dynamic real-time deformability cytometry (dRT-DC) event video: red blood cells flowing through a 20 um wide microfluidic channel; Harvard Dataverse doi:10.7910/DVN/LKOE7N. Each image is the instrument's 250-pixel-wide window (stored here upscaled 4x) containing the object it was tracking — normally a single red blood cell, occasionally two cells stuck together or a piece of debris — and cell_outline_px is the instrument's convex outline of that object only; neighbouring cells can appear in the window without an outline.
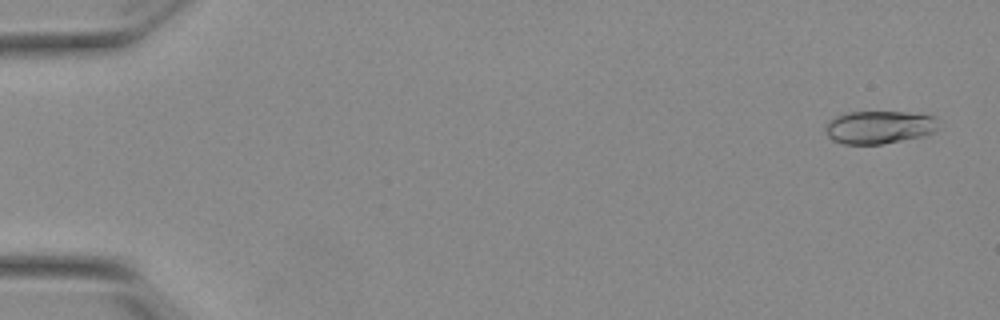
{"species": "Egyptian fruit bat (a non-hibernating species)", "species_latin": "Rousettus aegyptiacus", "temperature_condition": "warm", "stored_images_in_passage": 55, "camera_frame_rate_fps": 3000, "um_per_image_px": 0.085, "animal": {"sex": "female"}, "frame": {"image": 1, "passage_image": 3, "time_ms": 0.667, "image_size_px": [1000, 320], "cell_outline_px": [[936, 128], [932, 132], [924, 136], [880, 144], [844, 144], [832, 140], [828, 136], [824, 128], [836, 116], [848, 112], [904, 112], [936, 116]], "centroid_in_image_um": [74.71, 10.81], "position_along_channel_um": 10.3, "area_um2": 21.44}}
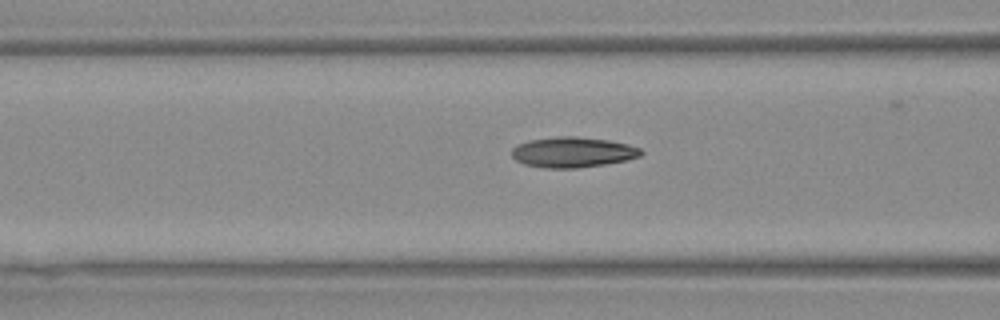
{"frame": {"image": 2, "passage_image": 23, "time_ms": 7.333, "image_size_px": [1000, 320], "cell_outline_px": [[644, 152], [640, 156], [628, 160], [604, 164], [576, 168], [544, 168], [524, 164], [516, 160], [512, 156], [512, 148], [516, 144], [528, 140], [556, 136], [576, 136], [608, 140], [628, 144], [640, 148]], "centroid_in_image_um": [48.67, 12.93], "position_along_channel_um": 117.9, "area_um2": 23.06}}
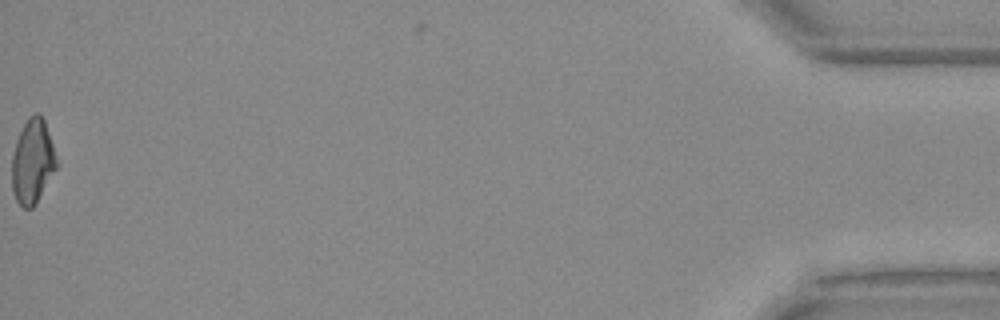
{"frame": {"image": 3, "passage_image": 55, "time_ms": 18.0, "image_size_px": [1000, 320], "cell_outline_px": [[56, 168], [32, 208], [24, 208], [16, 200], [12, 188], [12, 156], [16, 140], [28, 116], [36, 112], [40, 112], [44, 120], [52, 144], [56, 160]], "centroid_in_image_um": [2.74, 13.69], "position_along_channel_um": 432.5, "area_um2": 21.44}, "authors_computed_cell_mechanics": {"area_um2": 21.7906, "velocity_mm_per_s": 3.8587, "shape_relaxation_time_tau1_ms": 11.141, "shape_relaxation_time_tau2_ms": 2.2382, "deformation_change_tau1": 0.2984, "deformation_change_tau2": 0.0811}}